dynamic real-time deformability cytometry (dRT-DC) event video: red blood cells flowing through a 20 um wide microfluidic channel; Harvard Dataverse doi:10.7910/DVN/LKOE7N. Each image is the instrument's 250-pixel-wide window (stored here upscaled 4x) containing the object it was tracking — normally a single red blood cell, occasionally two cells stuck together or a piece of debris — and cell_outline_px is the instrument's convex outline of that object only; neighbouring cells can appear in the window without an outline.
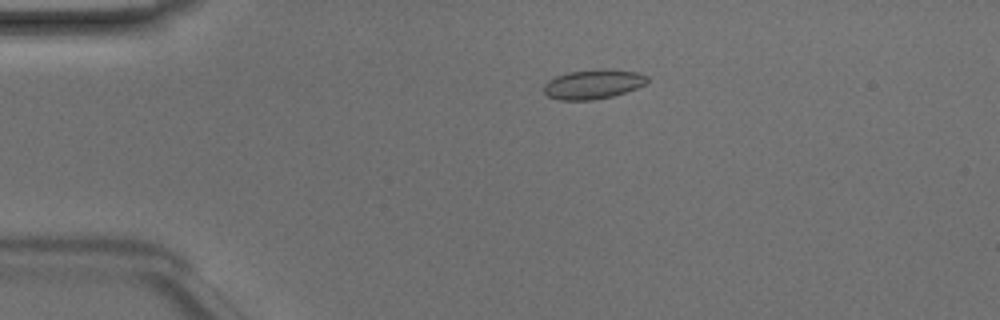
{"species": "Egyptian fruit bat (a non-hibernating species)", "species_latin": "Rousettus aegyptiacus", "temperature_condition": "room temperature", "stored_images_in_passage": 49, "camera_frame_rate_fps": 3000, "um_per_image_px": 0.085, "animal": {"sex": "male"}, "frame": {"image": 1, "passage_image": 11, "time_ms": 3.333, "image_size_px": [1000, 320], "cell_outline_px": [[648, 80], [644, 84], [636, 88], [612, 96], [592, 100], [560, 100], [548, 96], [544, 92], [544, 84], [548, 80], [556, 76], [568, 72], [640, 72], [648, 76]], "centroid_in_image_um": [50.36, 7.21], "position_along_channel_um": 34.6, "area_um2": 16.76}}
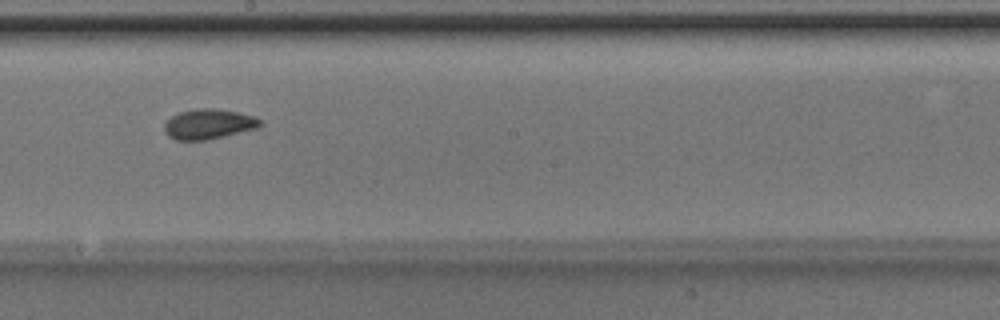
{"frame": {"image": 2, "passage_image": 28, "time_ms": 9.0, "image_size_px": [1000, 320], "cell_outline_px": [[260, 128], [208, 140], [176, 140], [168, 136], [164, 132], [164, 124], [172, 116], [180, 112], [196, 108], [212, 108], [236, 112], [252, 116], [260, 120]], "centroid_in_image_um": [17.71, 10.56], "position_along_channel_um": 230.5, "area_um2": 16.76}}
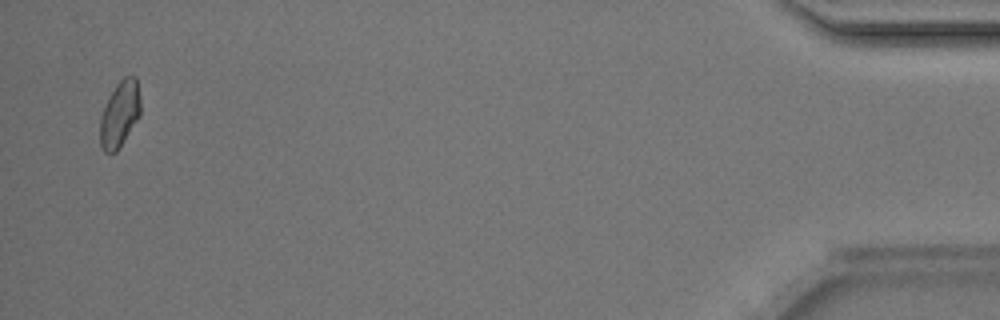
{"frame": {"image": 3, "passage_image": 48, "time_ms": 15.667, "image_size_px": [1000, 320], "cell_outline_px": [[140, 116], [116, 152], [104, 152], [100, 144], [100, 116], [116, 84], [124, 76], [136, 76], [140, 100]], "centroid_in_image_um": [10.18, 9.69], "position_along_channel_um": 425.0, "area_um2": 15.37}, "authors_computed_cell_mechanics": {"area_um2": 16.5308, "velocity_mm_per_s": 4.1879, "shape_relaxation_time_tau1_ms": 3.3909, "shape_relaxation_time_tau2_ms": 0.8125, "deformation_change_tau1": 0.0925, "deformation_change_tau2": 0.0557}}